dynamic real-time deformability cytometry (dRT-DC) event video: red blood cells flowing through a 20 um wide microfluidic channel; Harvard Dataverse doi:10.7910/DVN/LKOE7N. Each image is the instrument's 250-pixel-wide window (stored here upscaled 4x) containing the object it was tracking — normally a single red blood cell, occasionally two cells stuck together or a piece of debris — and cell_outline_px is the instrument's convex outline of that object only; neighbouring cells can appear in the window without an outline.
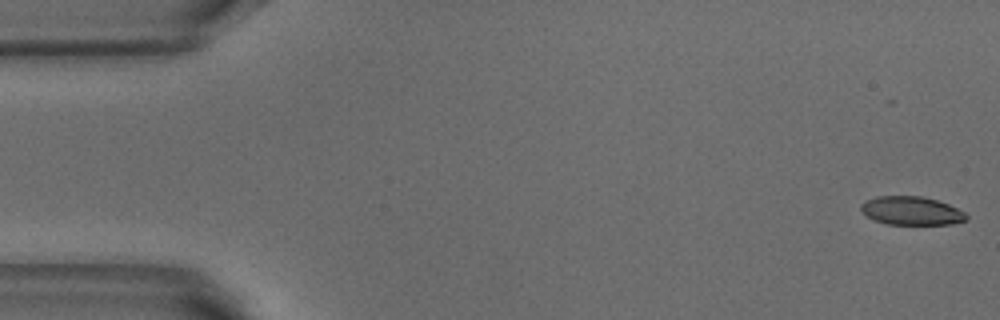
{"species": "common noctule bat (a hibernating species)", "species_latin": "Nyctalus noctula", "temperature_condition": "warm", "stored_images_in_passage": 4, "camera_frame_rate_fps": 3000, "um_per_image_px": 0.085, "animal": {"sex": "male", "body_mass_g": 18.8}, "frame": {"image": 1, "passage_image": 1, "time_ms": 0.0, "image_size_px": [1000, 320], "cell_outline_px": [[968, 220], [952, 224], [888, 224], [876, 220], [868, 216], [860, 208], [860, 204], [864, 200], [876, 196], [920, 196], [936, 200], [948, 204], [964, 212], [968, 216]], "centroid_in_image_um": [77.48, 17.91], "position_along_channel_um": 7.5, "area_um2": 17.4}}
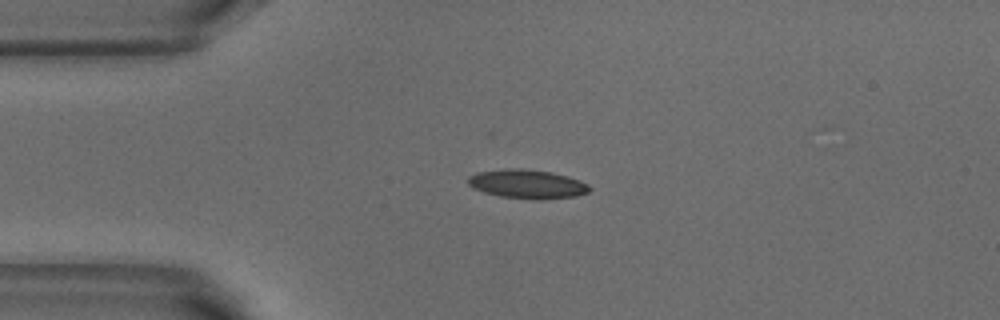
{"frame": {"image": 2, "passage_image": 4, "time_ms": 1.0, "image_size_px": [1000, 320], "cell_outline_px": [[592, 188], [588, 192], [576, 196], [544, 200], [532, 200], [500, 196], [484, 192], [472, 188], [468, 184], [468, 176], [476, 172], [504, 168], [520, 168], [552, 172], [568, 176], [580, 180], [588, 184]], "centroid_in_image_um": [44.82, 15.64], "position_along_channel_um": 40.2, "area_um2": 20.87}}